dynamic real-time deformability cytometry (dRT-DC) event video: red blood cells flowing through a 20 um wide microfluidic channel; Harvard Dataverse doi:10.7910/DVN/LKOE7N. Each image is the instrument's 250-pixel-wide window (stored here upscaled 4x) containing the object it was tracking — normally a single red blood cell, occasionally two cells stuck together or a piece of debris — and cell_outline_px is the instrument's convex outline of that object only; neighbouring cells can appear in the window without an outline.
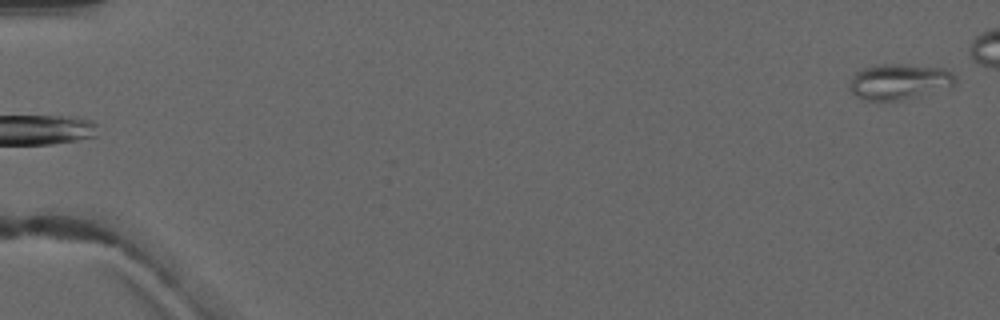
{"species": "common noctule bat (a hibernating species)", "species_latin": "Nyctalus noctula", "temperature_condition": "warm", "stored_images_in_passage": 4, "camera_frame_rate_fps": 3000, "um_per_image_px": 0.085, "animal": {"sex": "male", "forearm_length_mm": 52.5}, "frame": {"image": 1, "passage_image": 4, "time_ms": 5.0, "image_size_px": [1000, 320], "cell_outline_px": [[956, 84], [948, 88], [900, 100], [864, 100], [856, 96], [852, 92], [852, 76], [860, 68], [876, 64], [900, 64], [944, 68], [952, 72], [956, 76]], "centroid_in_image_um": [76.46, 6.92], "position_along_channel_um": 8.5, "area_um2": 21.91}}